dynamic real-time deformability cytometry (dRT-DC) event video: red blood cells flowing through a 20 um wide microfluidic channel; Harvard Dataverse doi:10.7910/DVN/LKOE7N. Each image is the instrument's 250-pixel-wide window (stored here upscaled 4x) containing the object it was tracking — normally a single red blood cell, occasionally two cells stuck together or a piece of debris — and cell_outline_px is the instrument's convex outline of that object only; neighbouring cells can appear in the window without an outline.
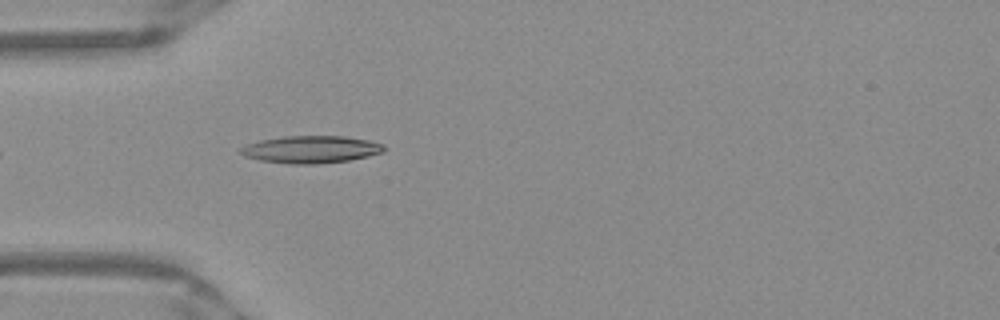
{"species": "Egyptian fruit bat (a non-hibernating species)", "species_latin": "Rousettus aegyptiacus", "temperature_condition": "warm", "stored_images_in_passage": 20, "camera_frame_rate_fps": 3000, "um_per_image_px": 0.085, "frame": {"image": 1, "passage_image": 1, "time_ms": 0.0, "image_size_px": [1000, 320], "cell_outline_px": [[388, 148], [384, 152], [368, 156], [348, 160], [316, 164], [288, 164], [260, 160], [244, 156], [236, 152], [240, 148], [248, 144], [260, 140], [284, 136], [344, 136], [368, 140], [384, 144]], "centroid_in_image_um": [26.43, 12.7], "position_along_channel_um": 58.6, "area_um2": 23.0}}
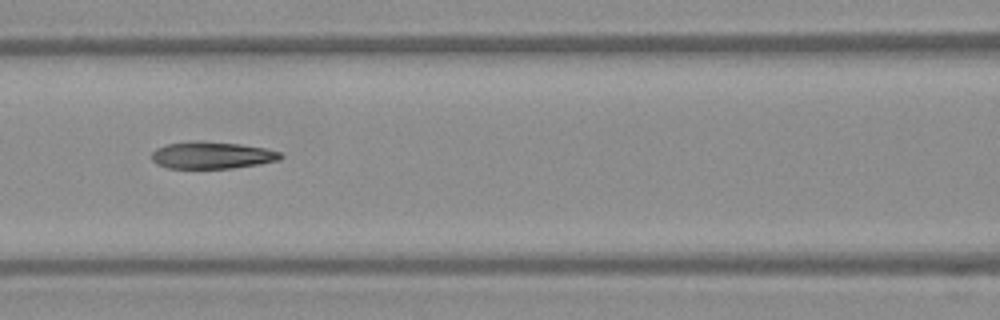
{"frame": {"image": 2, "passage_image": 8, "time_ms": 2.333, "image_size_px": [1000, 320], "cell_outline_px": [[284, 156], [280, 160], [260, 164], [232, 168], [168, 168], [156, 164], [152, 160], [152, 152], [156, 148], [164, 144], [192, 140], [196, 140], [240, 144], [264, 148], [280, 152]], "centroid_in_image_um": [17.99, 13.18], "position_along_channel_um": 148.6, "area_um2": 20.52}}
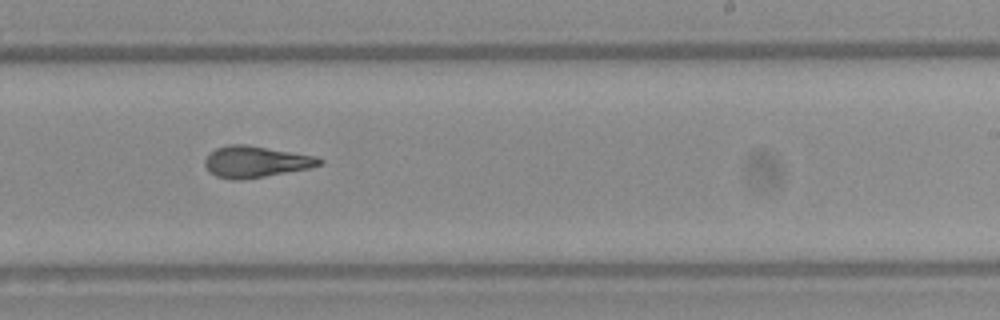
{"frame": {"image": 3, "passage_image": 17, "time_ms": 5.333, "image_size_px": [1000, 320], "cell_outline_px": [[324, 164], [308, 168], [244, 180], [232, 180], [216, 176], [204, 164], [204, 160], [216, 148], [228, 144], [248, 144], [316, 156], [324, 160]], "centroid_in_image_um": [21.76, 13.74], "position_along_channel_um": 267.2, "area_um2": 20.92}}